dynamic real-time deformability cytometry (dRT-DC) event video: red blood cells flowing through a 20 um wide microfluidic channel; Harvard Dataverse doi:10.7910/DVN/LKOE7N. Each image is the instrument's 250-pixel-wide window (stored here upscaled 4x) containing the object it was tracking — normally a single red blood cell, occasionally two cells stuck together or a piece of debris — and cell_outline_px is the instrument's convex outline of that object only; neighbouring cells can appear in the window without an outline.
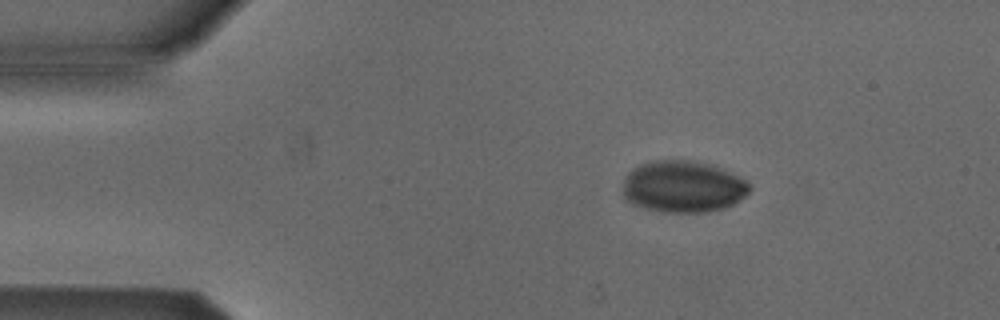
{"species": "Egyptian fruit bat (a non-hibernating species)", "species_latin": "Rousettus aegyptiacus", "temperature_condition": "cold", "stored_images_in_passage": 8, "camera_frame_rate_fps": 3000, "um_per_image_px": 0.085, "animal": {"sex": "male"}, "frame": {"image": 1, "passage_image": 3, "time_ms": 2.0, "image_size_px": [1000, 320], "cell_outline_px": [[752, 188], [740, 200], [724, 208], [708, 212], [664, 212], [644, 208], [632, 204], [624, 196], [624, 180], [628, 172], [632, 168], [640, 164], [652, 160], [692, 160], [712, 164], [740, 176], [748, 180], [752, 184]], "centroid_in_image_um": [58.09, 15.85], "position_along_channel_um": 26.9, "area_um2": 38.61}}
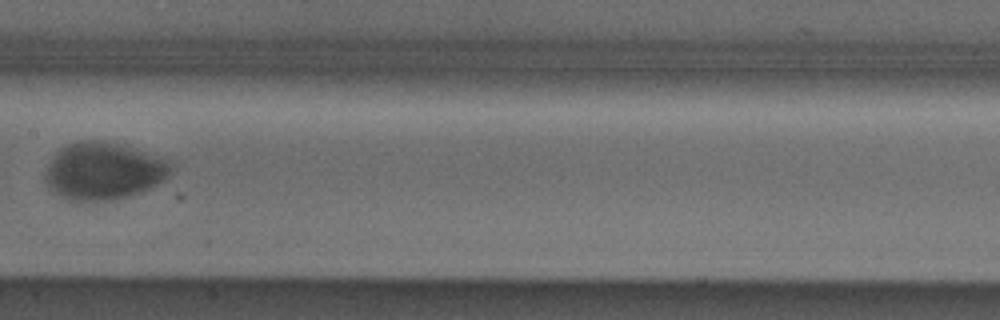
{"frame": {"image": 2, "passage_image": 8, "time_ms": 8.0, "image_size_px": [1000, 320], "cell_outline_px": [[172, 164], [168, 176], [164, 180], [140, 192], [128, 196], [108, 200], [68, 200], [60, 196], [48, 188], [44, 180], [44, 176], [48, 164], [56, 152], [60, 148], [68, 144], [84, 140], [96, 140], [124, 144], [164, 160]], "centroid_in_image_um": [8.74, 14.53], "position_along_channel_um": 198.7, "area_um2": 41.56}}